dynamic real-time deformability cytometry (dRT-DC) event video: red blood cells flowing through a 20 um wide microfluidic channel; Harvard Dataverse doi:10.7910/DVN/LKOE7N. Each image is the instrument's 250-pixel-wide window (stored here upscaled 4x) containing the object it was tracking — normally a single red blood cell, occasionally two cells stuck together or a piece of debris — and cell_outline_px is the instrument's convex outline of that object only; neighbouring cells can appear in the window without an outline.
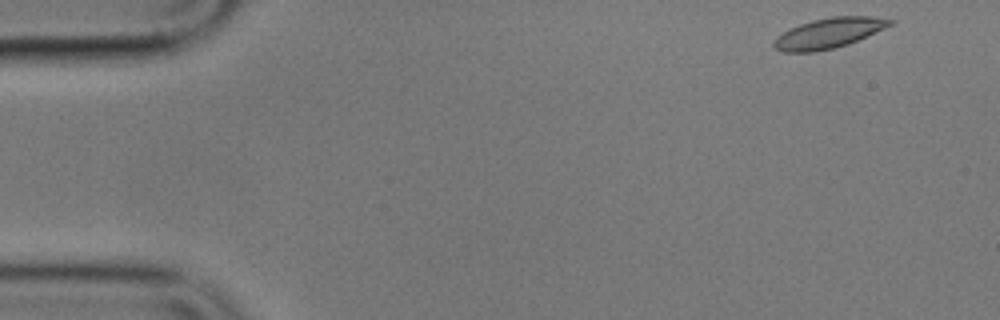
{"species": "common noctule bat (a hibernating species)", "species_latin": "Nyctalus noctula", "temperature_condition": "cold", "stored_images_in_passage": 53, "camera_frame_rate_fps": 3000, "um_per_image_px": 0.085, "animal": {"sex": "male", "body_mass_g": 17.9}, "frame": {"image": 1, "passage_image": 1, "time_ms": 0.0, "image_size_px": [1000, 320], "cell_outline_px": [[896, 20], [892, 24], [884, 28], [848, 44], [816, 52], [784, 52], [772, 48], [772, 40], [776, 36], [800, 24], [812, 20], [832, 16], [872, 16]], "centroid_in_image_um": [70.4, 2.82], "position_along_channel_um": 14.6, "area_um2": 20.4}}
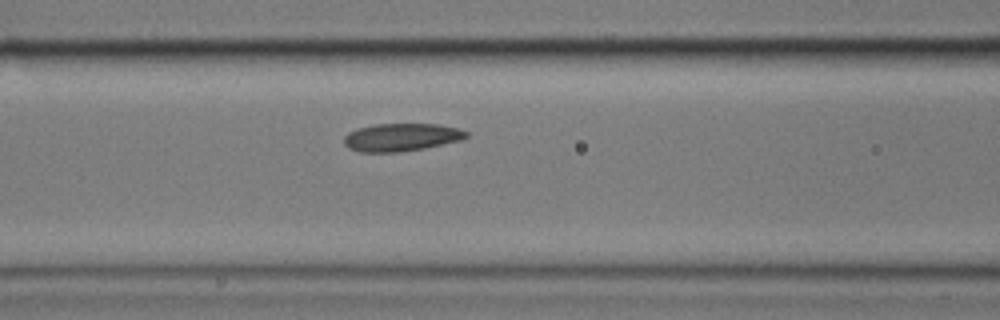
{"frame": {"image": 2, "passage_image": 20, "time_ms": 6.333, "image_size_px": [1000, 320], "cell_outline_px": [[468, 136], [460, 140], [424, 148], [400, 152], [360, 152], [348, 148], [344, 144], [344, 136], [348, 132], [356, 128], [376, 124], [436, 124], [460, 128], [468, 132]], "centroid_in_image_um": [34.09, 11.66], "position_along_channel_um": 132.5, "area_um2": 19.88}}
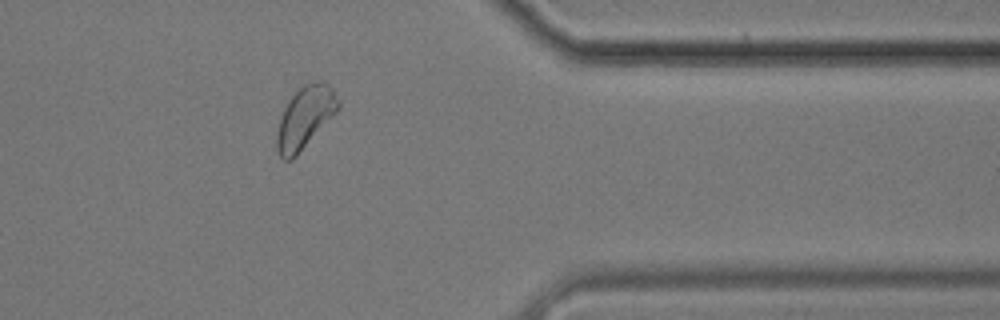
{"frame": {"image": 3, "passage_image": 43, "time_ms": 14.0, "image_size_px": [1000, 320], "cell_outline_px": [[340, 108], [296, 156], [292, 160], [284, 160], [280, 156], [276, 148], [276, 132], [280, 116], [288, 100], [304, 84], [312, 80], [324, 80], [332, 88], [340, 100]], "centroid_in_image_um": [25.93, 9.96], "position_along_channel_um": 385.5, "area_um2": 22.31}, "authors_computed_cell_mechanics": {"area_um2": 20.4612, "velocity_mm_per_s": 3.5098, "shape_relaxation_time_tau1_ms": 4.0823, "shape_relaxation_time_tau2_ms": 4.5452, "deformation_change_tau1": 0.1115, "deformation_change_tau2": 0.107}}